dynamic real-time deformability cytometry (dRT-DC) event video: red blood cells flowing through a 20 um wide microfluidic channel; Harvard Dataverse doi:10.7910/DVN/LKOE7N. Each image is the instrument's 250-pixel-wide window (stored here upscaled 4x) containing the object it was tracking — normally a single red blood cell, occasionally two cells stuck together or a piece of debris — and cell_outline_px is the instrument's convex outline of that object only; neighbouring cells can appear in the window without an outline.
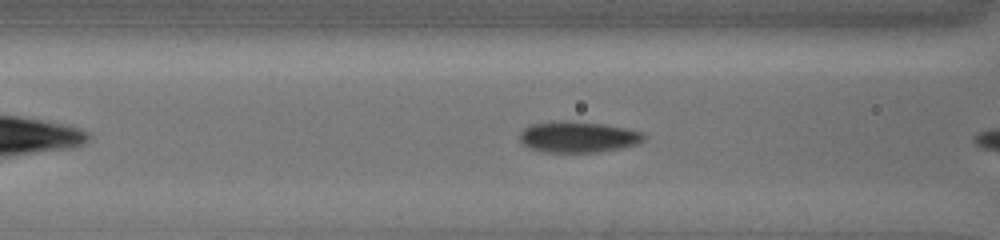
{"species": "common noctule bat (a hibernating species)", "species_latin": "Nyctalus noctula", "temperature_condition": "cold", "stored_images_in_passage": 7, "camera_frame_rate_fps": 3000, "um_per_image_px": 0.085, "animal": {"sex": "female", "body_mass_g": 19.5, "forearm_length_mm": 54.1}, "frame": {"image": 1, "passage_image": 6, "time_ms": 1.667, "image_size_px": [1000, 240], "cell_outline_px": [[644, 140], [640, 144], [600, 152], [544, 152], [528, 148], [520, 140], [520, 132], [524, 128], [532, 124], [560, 120], [568, 120], [604, 124], [628, 128], [644, 132]], "centroid_in_image_um": [49.16, 11.63], "position_along_channel_um": 117.4, "area_um2": 22.77}}